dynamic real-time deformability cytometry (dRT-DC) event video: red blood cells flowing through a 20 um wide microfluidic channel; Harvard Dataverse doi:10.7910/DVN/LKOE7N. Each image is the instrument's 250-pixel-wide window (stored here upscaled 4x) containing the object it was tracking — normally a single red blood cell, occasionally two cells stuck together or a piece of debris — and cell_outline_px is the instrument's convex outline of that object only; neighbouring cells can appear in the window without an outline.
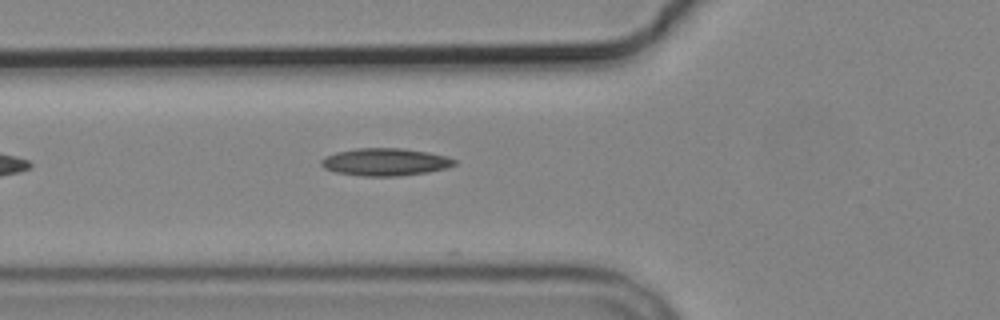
{"species": "common noctule bat (a hibernating species)", "species_latin": "Nyctalus noctula", "temperature_condition": "cold", "stored_images_in_passage": 3, "camera_frame_rate_fps": 3000, "um_per_image_px": 0.085, "animal": {"sex": "male", "body_mass_g": 19.2, "forearm_length_mm": 51.8}, "frame": {"image": 1, "passage_image": 3, "time_ms": 2.667, "image_size_px": [1000, 320], "cell_outline_px": [[456, 164], [448, 168], [428, 172], [396, 176], [360, 176], [336, 172], [324, 168], [320, 164], [320, 160], [324, 156], [336, 152], [356, 148], [404, 148], [428, 152], [448, 156], [456, 160]], "centroid_in_image_um": [32.74, 13.76], "position_along_channel_um": 93.1, "area_um2": 21.56}}